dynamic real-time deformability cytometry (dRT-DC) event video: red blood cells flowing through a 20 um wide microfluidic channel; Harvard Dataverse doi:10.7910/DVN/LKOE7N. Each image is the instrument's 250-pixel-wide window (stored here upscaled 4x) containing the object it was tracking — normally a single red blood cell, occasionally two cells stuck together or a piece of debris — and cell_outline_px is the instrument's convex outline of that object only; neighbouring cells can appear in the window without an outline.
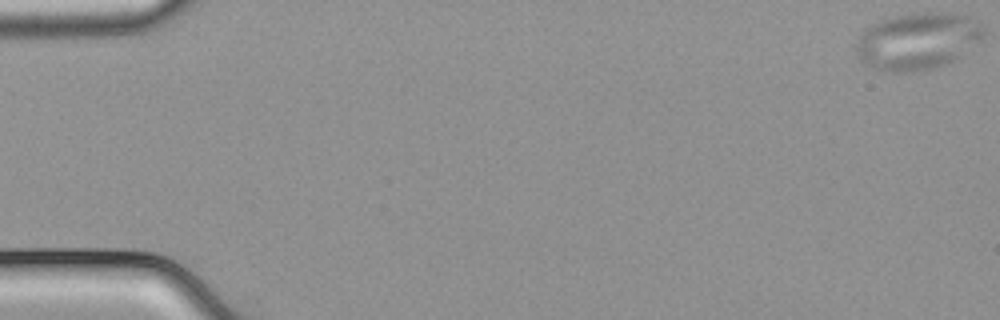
{"species": "common noctule bat (a hibernating species)", "species_latin": "Nyctalus noctula", "temperature_condition": "cold", "stored_images_in_passage": 55, "camera_frame_rate_fps": 3000, "um_per_image_px": 0.085, "animal": {"sex": "male", "body_mass_g": 21.5, "forearm_length_mm": 52.0}, "frame": {"image": 1, "passage_image": 1, "time_ms": 0.0, "image_size_px": [1000, 320], "cell_outline_px": [[984, 32], [980, 36], [952, 60], [944, 64], [932, 68], [908, 72], [880, 72], [860, 60], [856, 52], [856, 40], [864, 28], [872, 24], [896, 16], [920, 12], [952, 12], [980, 20], [984, 24]], "centroid_in_image_um": [77.92, 3.47], "position_along_channel_um": 7.1, "area_um2": 41.85}}
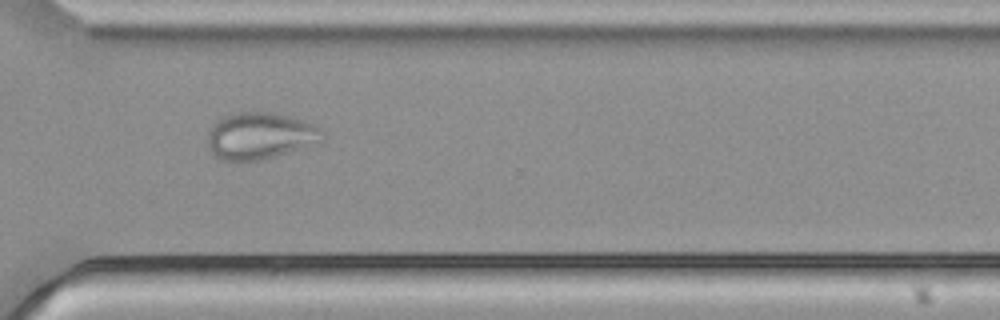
{"frame": {"image": 2, "passage_image": 40, "time_ms": 13.0, "image_size_px": [1000, 320], "cell_outline_px": [[324, 140], [260, 160], [220, 160], [208, 148], [208, 132], [224, 116], [236, 112], [268, 112], [288, 116], [312, 124], [320, 128], [324, 132]], "centroid_in_image_um": [22.09, 11.54], "position_along_channel_um": 348.5, "area_um2": 30.52}}
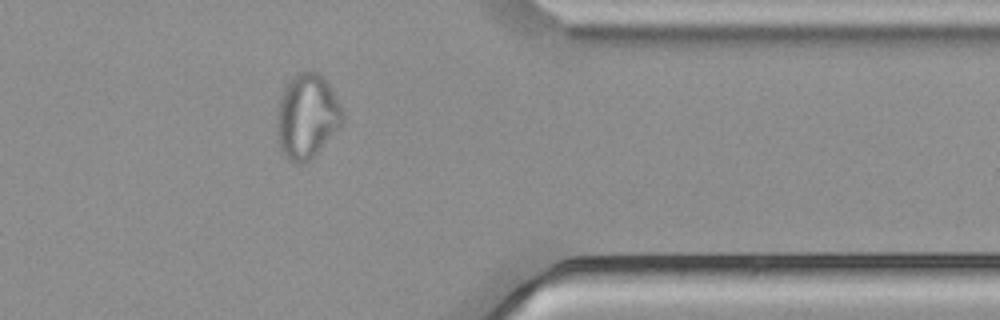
{"frame": {"image": 3, "passage_image": 44, "time_ms": 14.333, "image_size_px": [1000, 320], "cell_outline_px": [[344, 120], [316, 152], [304, 164], [296, 164], [284, 156], [280, 148], [276, 124], [276, 112], [284, 88], [296, 72], [312, 68], [320, 72], [324, 76], [340, 104], [344, 112]], "centroid_in_image_um": [26.07, 9.82], "position_along_channel_um": 385.3, "area_um2": 32.37}}